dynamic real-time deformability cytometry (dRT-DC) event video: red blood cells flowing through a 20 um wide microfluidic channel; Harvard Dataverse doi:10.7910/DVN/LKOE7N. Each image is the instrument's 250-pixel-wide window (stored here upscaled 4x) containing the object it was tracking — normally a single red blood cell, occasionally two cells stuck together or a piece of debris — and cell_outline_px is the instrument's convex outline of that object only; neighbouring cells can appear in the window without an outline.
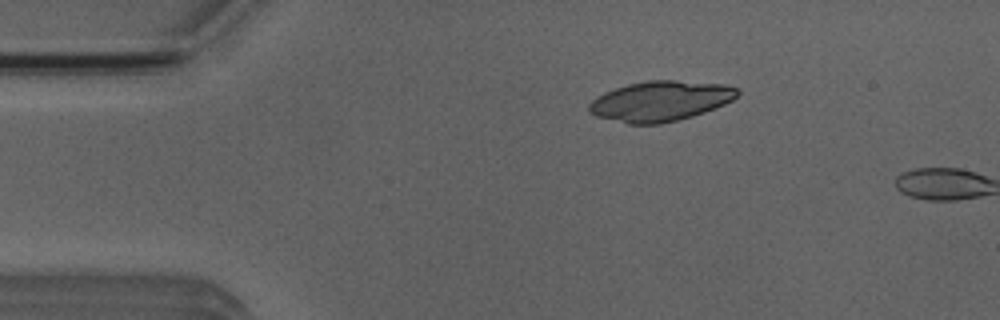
{"species": "Egyptian fruit bat (a non-hibernating species)", "species_latin": "Rousettus aegyptiacus", "temperature_condition": "room temperature", "stored_images_in_passage": 2, "camera_frame_rate_fps": 3000, "um_per_image_px": 0.085, "animal": {"sex": "male"}, "frame": {"image": 1, "passage_image": 1, "time_ms": 0.0, "image_size_px": [1000, 320], "cell_outline_px": [[740, 92], [732, 100], [724, 104], [704, 112], [692, 116], [660, 124], [628, 124], [596, 116], [588, 112], [588, 104], [596, 96], [604, 92], [628, 84], [648, 80], [676, 80], [728, 84], [736, 88]], "centroid_in_image_um": [56.11, 8.58], "position_along_channel_um": 28.9, "area_um2": 34.8}}